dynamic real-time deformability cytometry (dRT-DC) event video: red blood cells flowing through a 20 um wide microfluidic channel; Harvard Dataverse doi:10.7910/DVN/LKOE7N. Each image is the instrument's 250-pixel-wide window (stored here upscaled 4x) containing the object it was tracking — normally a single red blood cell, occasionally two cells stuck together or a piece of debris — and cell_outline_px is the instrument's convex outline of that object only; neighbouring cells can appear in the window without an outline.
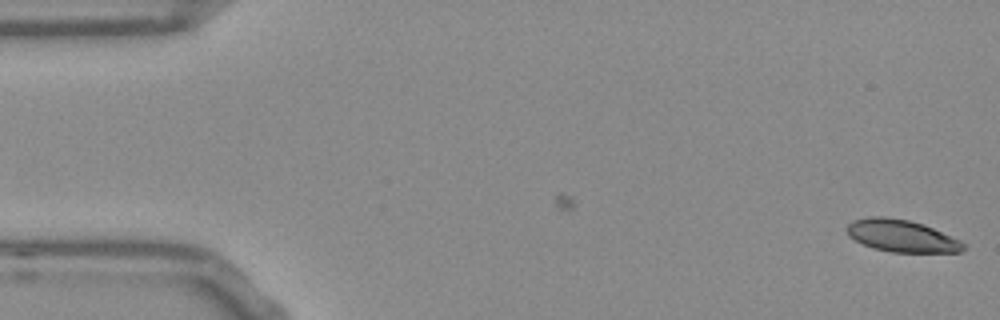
{"species": "Egyptian fruit bat (a non-hibernating species)", "species_latin": "Rousettus aegyptiacus", "temperature_condition": "room temperature", "stored_images_in_passage": 14, "camera_frame_rate_fps": 3000, "um_per_image_px": 0.085, "frame": {"image": 1, "passage_image": 14, "time_ms": 4.333, "image_size_px": [1000, 320], "cell_outline_px": [[964, 248], [960, 252], [892, 252], [876, 248], [864, 244], [848, 236], [848, 224], [852, 220], [868, 216], [884, 216], [908, 220], [932, 228], [960, 240], [964, 244]], "centroid_in_image_um": [76.61, 20.04], "position_along_channel_um": 8.4, "area_um2": 21.44}}